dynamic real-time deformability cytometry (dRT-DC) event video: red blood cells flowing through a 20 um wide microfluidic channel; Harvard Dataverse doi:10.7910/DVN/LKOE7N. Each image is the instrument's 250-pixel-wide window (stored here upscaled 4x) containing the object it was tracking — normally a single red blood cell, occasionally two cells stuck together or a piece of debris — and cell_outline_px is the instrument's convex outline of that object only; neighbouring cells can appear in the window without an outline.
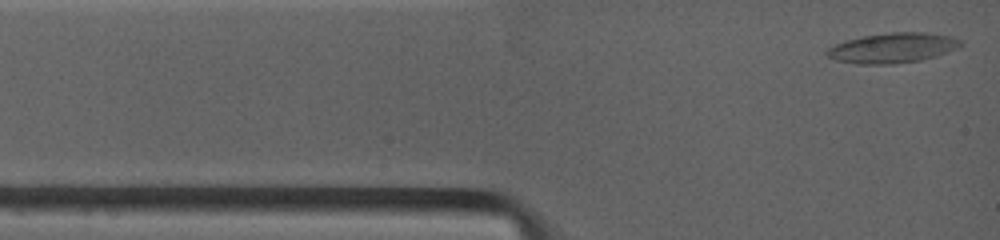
{"species": "common noctule bat (a hibernating species)", "species_latin": "Nyctalus noctula", "temperature_condition": "warm", "stored_images_in_passage": 6, "camera_frame_rate_fps": 4500, "um_per_image_px": 0.085, "animal": {"sex": "female", "body_mass_g": 19.0, "forearm_length_mm": 53.3}, "frame": {"image": 1, "passage_image": 1, "time_ms": 0.0, "image_size_px": [1000, 240], "cell_outline_px": [[960, 44], [936, 56], [920, 60], [892, 64], [860, 64], [836, 60], [828, 56], [828, 48], [836, 44], [848, 40], [864, 36], [896, 32], [924, 32], [948, 36], [960, 40]], "centroid_in_image_um": [75.83, 4.08], "position_along_channel_um": 9.2, "area_um2": 22.6}}
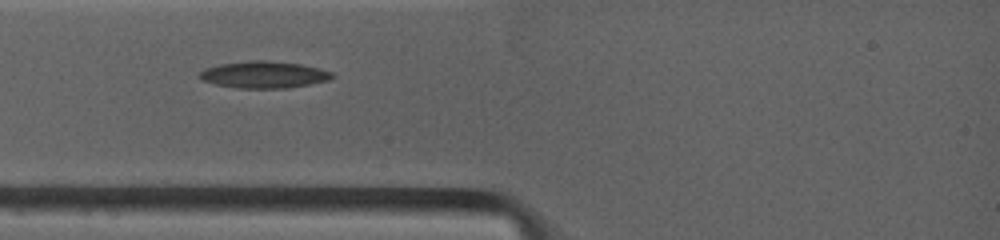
{"frame": {"image": 2, "passage_image": 4, "time_ms": 2.444, "image_size_px": [1000, 240], "cell_outline_px": [[336, 76], [328, 80], [288, 88], [236, 88], [216, 84], [204, 80], [200, 76], [200, 72], [204, 68], [220, 64], [256, 60], [268, 60], [300, 64], [320, 68], [332, 72]], "centroid_in_image_um": [22.47, 6.34], "position_along_channel_um": 62.5, "area_um2": 20.58}}
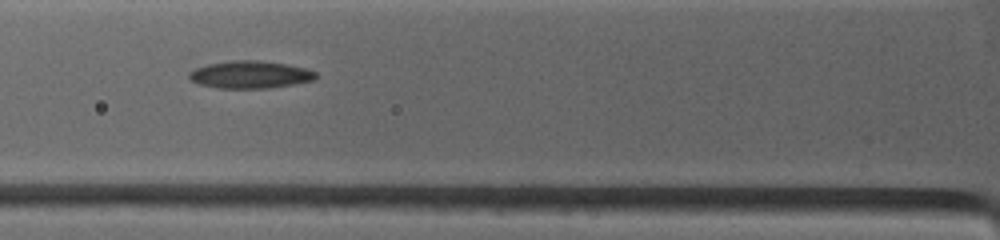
{"frame": {"image": 3, "passage_image": 5, "time_ms": 3.556, "image_size_px": [1000, 240], "cell_outline_px": [[316, 76], [312, 80], [292, 84], [264, 88], [216, 88], [200, 84], [192, 80], [188, 76], [196, 68], [208, 64], [240, 60], [256, 60], [284, 64], [304, 68], [316, 72]], "centroid_in_image_um": [21.25, 6.35], "position_along_channel_um": 104.6, "area_um2": 19.65}}